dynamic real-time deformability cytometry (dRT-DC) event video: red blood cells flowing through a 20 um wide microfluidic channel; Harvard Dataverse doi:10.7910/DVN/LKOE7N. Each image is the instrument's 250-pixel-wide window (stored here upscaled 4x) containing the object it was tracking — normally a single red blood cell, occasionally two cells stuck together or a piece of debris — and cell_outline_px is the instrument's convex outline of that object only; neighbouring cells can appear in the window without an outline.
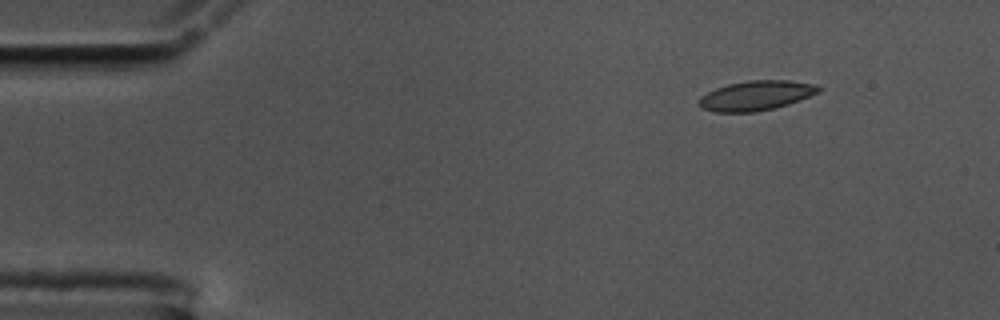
{"species": "common noctule bat (a hibernating species)", "species_latin": "Nyctalus noctula", "temperature_condition": "cold", "stored_images_in_passage": 22, "camera_frame_rate_fps": 3000, "um_per_image_px": 0.085, "animal": {"sex": "male", "body_mass_g": 17.5, "forearm_length_mm": 52.3}, "frame": {"image": 1, "passage_image": 1, "time_ms": 0.0, "image_size_px": [1000, 320], "cell_outline_px": [[824, 88], [820, 92], [800, 100], [788, 104], [756, 112], [716, 112], [700, 108], [700, 96], [716, 88], [728, 84], [748, 80], [788, 80], [816, 84]], "centroid_in_image_um": [64.31, 8.11], "position_along_channel_um": 20.7, "area_um2": 20.75}}
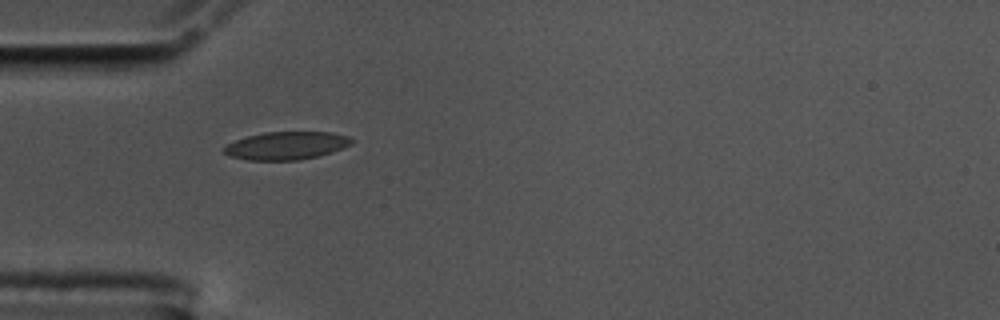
{"frame": {"image": 2, "passage_image": 11, "time_ms": 3.333, "image_size_px": [1000, 320], "cell_outline_px": [[352, 144], [332, 152], [300, 160], [248, 160], [228, 156], [224, 152], [224, 148], [228, 144], [236, 140], [248, 136], [264, 132], [332, 132], [348, 136], [352, 140]], "centroid_in_image_um": [24.34, 12.38], "position_along_channel_um": 60.7, "area_um2": 20.63}}
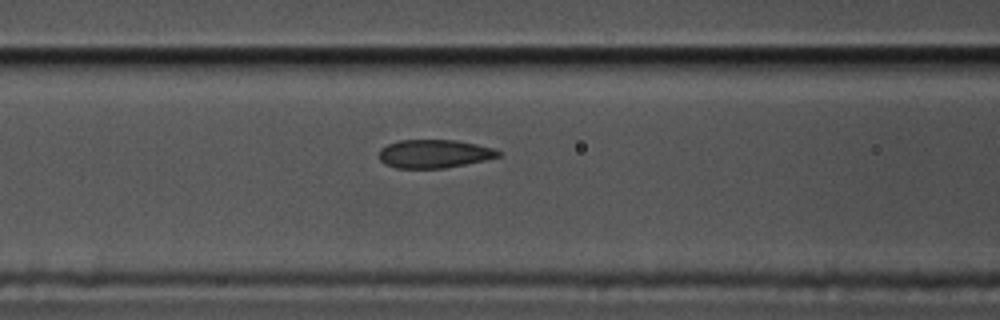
{"frame": {"image": 3, "passage_image": 17, "time_ms": 5.333, "image_size_px": [1000, 320], "cell_outline_px": [[500, 156], [484, 160], [444, 168], [396, 168], [384, 164], [380, 160], [380, 148], [388, 144], [400, 140], [456, 140], [476, 144], [492, 148], [500, 152]], "centroid_in_image_um": [36.87, 13.07], "position_along_channel_um": 129.7, "area_um2": 19.54}}